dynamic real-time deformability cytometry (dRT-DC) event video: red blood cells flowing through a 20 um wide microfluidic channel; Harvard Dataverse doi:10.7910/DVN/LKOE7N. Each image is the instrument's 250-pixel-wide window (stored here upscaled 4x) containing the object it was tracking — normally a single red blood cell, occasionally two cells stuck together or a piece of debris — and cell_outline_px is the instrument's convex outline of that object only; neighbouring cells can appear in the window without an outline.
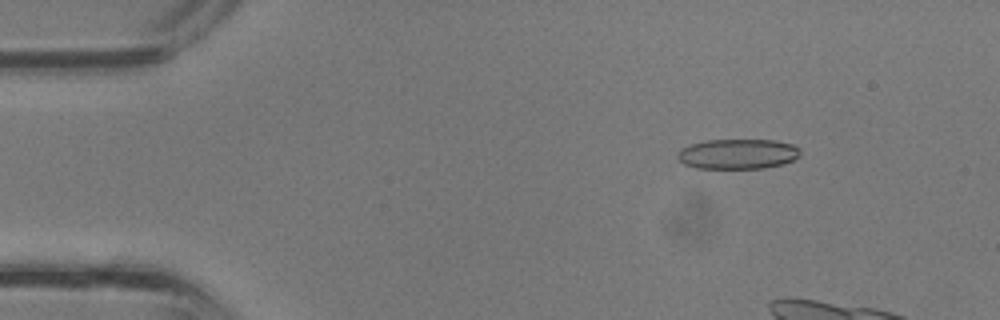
{"species": "common noctule bat (a hibernating species)", "species_latin": "Nyctalus noctula", "temperature_condition": "room temperature", "stored_images_in_passage": 10, "camera_frame_rate_fps": 3000, "um_per_image_px": 0.085, "animal": {"sex": "male", "body_mass_g": 13.3}, "frame": {"image": 1, "passage_image": 4, "time_ms": 1.0, "image_size_px": [1000, 320], "cell_outline_px": [[800, 156], [784, 164], [764, 168], [696, 168], [684, 164], [676, 156], [676, 152], [680, 148], [688, 144], [708, 140], [776, 140], [792, 144], [800, 148]], "centroid_in_image_um": [62.69, 13.08], "position_along_channel_um": 22.3, "area_um2": 21.73}}